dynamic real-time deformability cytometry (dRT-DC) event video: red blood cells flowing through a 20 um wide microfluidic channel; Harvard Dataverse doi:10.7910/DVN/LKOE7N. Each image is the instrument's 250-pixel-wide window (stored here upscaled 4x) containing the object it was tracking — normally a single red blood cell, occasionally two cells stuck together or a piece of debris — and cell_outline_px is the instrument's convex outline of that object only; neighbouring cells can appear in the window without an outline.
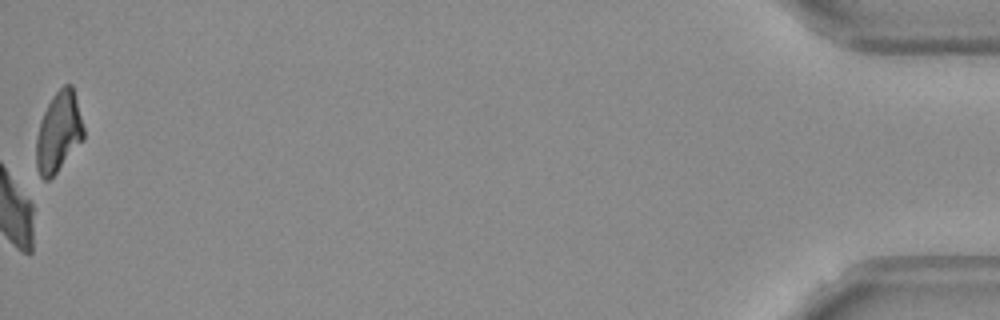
{"species": "Egyptian fruit bat (a non-hibernating species)", "species_latin": "Rousettus aegyptiacus", "temperature_condition": "warm", "stored_images_in_passage": 42, "camera_frame_rate_fps": 3000, "um_per_image_px": 0.085, "frame": {"image": 1, "passage_image": 42, "time_ms": 13.667, "image_size_px": [1000, 320], "cell_outline_px": [[84, 140], [56, 172], [48, 180], [44, 180], [40, 176], [36, 168], [36, 136], [40, 120], [52, 96], [64, 84], [72, 84], [84, 128]], "centroid_in_image_um": [4.97, 11.23], "position_along_channel_um": 430.2, "area_um2": 22.14}, "authors_computed_cell_mechanics": {"area_um2": 26.5013, "velocity_mm_per_s": 3.6086, "shape_relaxation_time_tau1_ms": 10.3912, "shape_relaxation_time_tau2_ms": null, "deformation_change_tau1": 0.2744, "deformation_change_tau2": null}}